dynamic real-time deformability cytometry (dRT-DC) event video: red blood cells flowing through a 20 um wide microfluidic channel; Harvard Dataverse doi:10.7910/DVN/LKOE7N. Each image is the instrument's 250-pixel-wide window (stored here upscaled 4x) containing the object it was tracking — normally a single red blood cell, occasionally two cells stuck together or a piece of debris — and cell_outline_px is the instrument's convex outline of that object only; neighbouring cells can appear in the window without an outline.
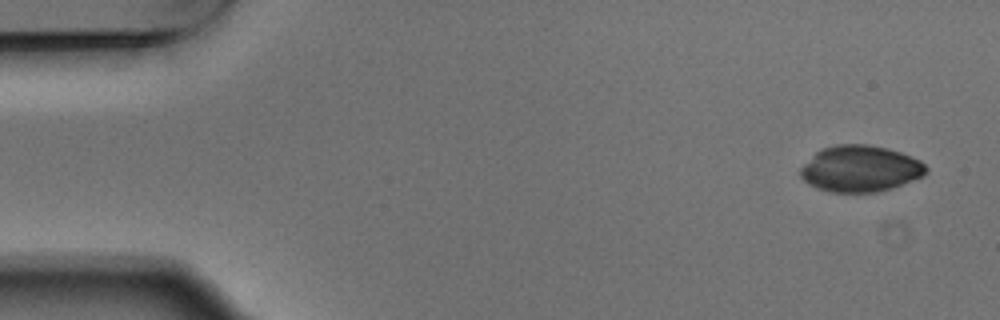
{"species": "Egyptian fruit bat (a non-hibernating species)", "species_latin": "Rousettus aegyptiacus", "temperature_condition": "warm", "stored_images_in_passage": 7, "camera_frame_rate_fps": 3000, "um_per_image_px": 0.085, "animal": {"sex": "male"}, "frame": {"image": 1, "passage_image": 1, "time_ms": 0.0, "image_size_px": [1000, 320], "cell_outline_px": [[928, 172], [924, 176], [892, 188], [876, 192], [828, 192], [816, 188], [808, 184], [800, 176], [800, 168], [816, 152], [824, 148], [836, 144], [868, 144], [888, 148], [912, 156], [920, 160], [928, 168]], "centroid_in_image_um": [73.14, 14.34], "position_along_channel_um": 11.9, "area_um2": 34.1}}